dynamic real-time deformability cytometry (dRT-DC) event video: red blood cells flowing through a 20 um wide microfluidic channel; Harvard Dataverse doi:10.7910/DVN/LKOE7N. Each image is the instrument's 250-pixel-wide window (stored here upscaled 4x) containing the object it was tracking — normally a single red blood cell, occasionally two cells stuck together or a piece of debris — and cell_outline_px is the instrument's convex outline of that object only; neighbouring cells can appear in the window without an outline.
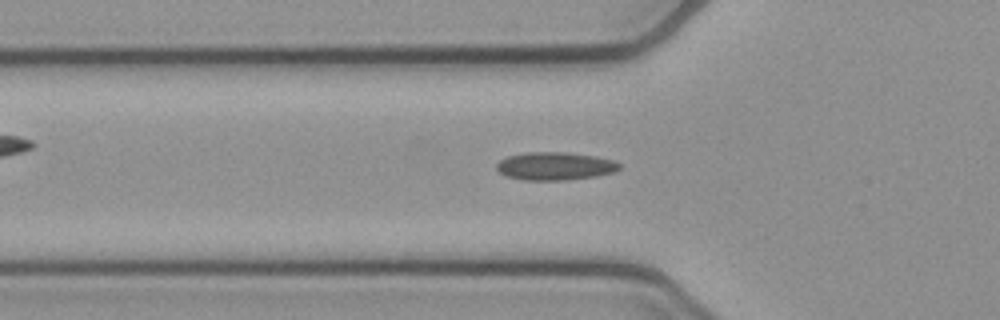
{"species": "common noctule bat (a hibernating species)", "species_latin": "Nyctalus noctula", "temperature_condition": "cold", "stored_images_in_passage": 46, "camera_frame_rate_fps": 3000, "um_per_image_px": 0.085, "animal": {"sex": "female", "body_mass_g": 21.9}, "frame": {"image": 1, "passage_image": 17, "time_ms": 5.333, "image_size_px": [1000, 320], "cell_outline_px": [[620, 168], [616, 172], [596, 176], [568, 180], [524, 180], [504, 176], [496, 168], [496, 164], [500, 160], [508, 156], [528, 152], [564, 152], [592, 156], [612, 160], [620, 164]], "centroid_in_image_um": [47.15, 14.13], "position_along_channel_um": 78.6, "area_um2": 20.0}}
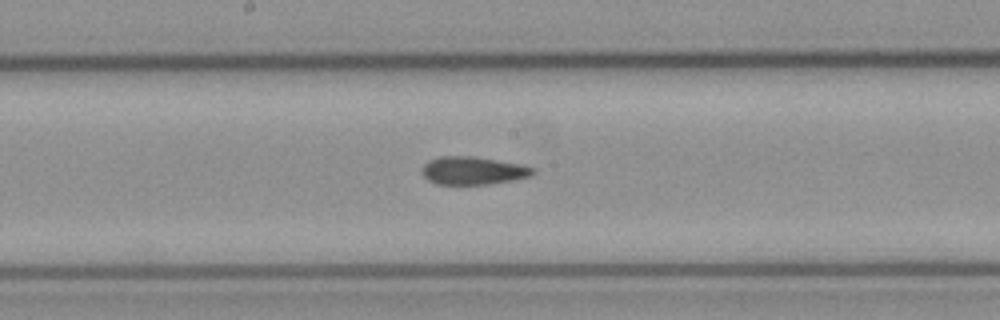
{"frame": {"image": 2, "passage_image": 27, "time_ms": 8.667, "image_size_px": [1000, 320], "cell_outline_px": [[536, 172], [532, 176], [512, 180], [488, 184], [436, 184], [428, 180], [420, 172], [420, 168], [428, 160], [440, 156], [472, 156], [520, 164], [536, 168]], "centroid_in_image_um": [40.19, 14.5], "position_along_channel_um": 208.0, "area_um2": 18.21}}
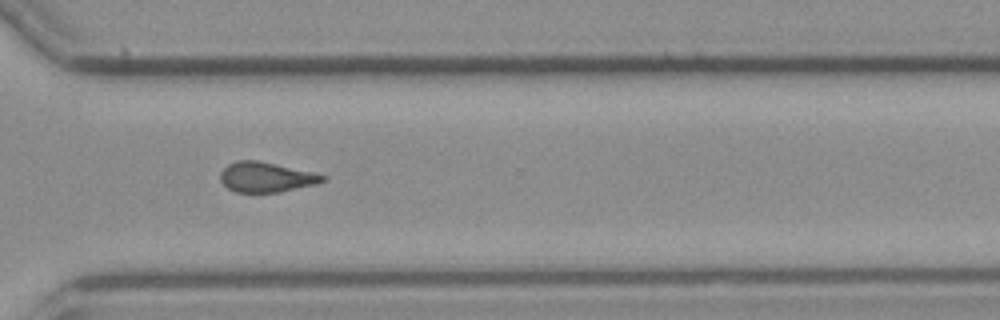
{"frame": {"image": 3, "passage_image": 38, "time_ms": 12.333, "image_size_px": [1000, 320], "cell_outline_px": [[328, 180], [316, 184], [280, 192], [236, 192], [228, 188], [220, 180], [220, 172], [228, 164], [236, 160], [256, 160], [312, 172], [328, 176]], "centroid_in_image_um": [22.63, 15.06], "position_along_channel_um": 348.0, "area_um2": 17.86}, "authors_computed_cell_mechanics": {"area_um2": 18.4671, "velocity_mm_per_s": 3.8342, "shape_relaxation_time_tau1_ms": null, "shape_relaxation_time_tau2_ms": 5.2027, "deformation_change_tau1": null, "deformation_change_tau2": 0.1144}}